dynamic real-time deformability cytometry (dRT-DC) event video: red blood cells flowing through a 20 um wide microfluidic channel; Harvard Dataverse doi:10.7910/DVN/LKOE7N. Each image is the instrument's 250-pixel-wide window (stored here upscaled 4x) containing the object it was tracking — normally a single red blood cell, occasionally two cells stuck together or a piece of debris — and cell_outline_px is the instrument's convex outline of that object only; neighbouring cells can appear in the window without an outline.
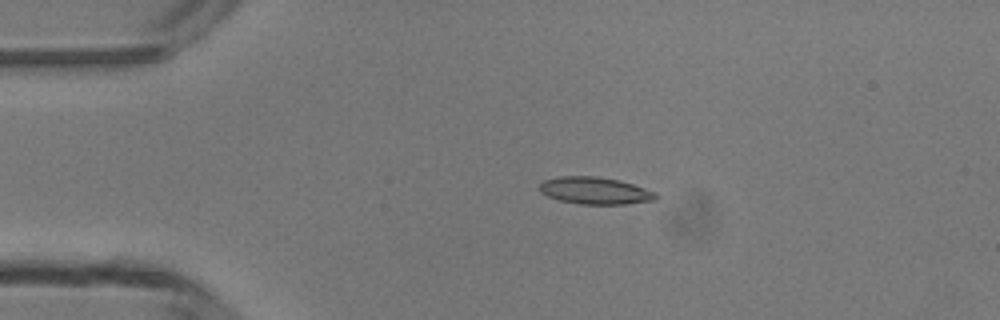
{"species": "common noctule bat (a hibernating species)", "species_latin": "Nyctalus noctula", "temperature_condition": "room temperature", "stored_images_in_passage": 3, "camera_frame_rate_fps": 3000, "um_per_image_px": 0.085, "animal": {"sex": "male", "body_mass_g": 13.3}, "frame": {"image": 1, "passage_image": 3, "time_ms": 2.333, "image_size_px": [1000, 320], "cell_outline_px": [[660, 196], [656, 200], [624, 204], [580, 204], [560, 200], [548, 196], [540, 192], [540, 184], [544, 180], [556, 176], [596, 176], [616, 180], [632, 184], [656, 192]], "centroid_in_image_um": [50.58, 16.2], "position_along_channel_um": 34.4, "area_um2": 18.32}}